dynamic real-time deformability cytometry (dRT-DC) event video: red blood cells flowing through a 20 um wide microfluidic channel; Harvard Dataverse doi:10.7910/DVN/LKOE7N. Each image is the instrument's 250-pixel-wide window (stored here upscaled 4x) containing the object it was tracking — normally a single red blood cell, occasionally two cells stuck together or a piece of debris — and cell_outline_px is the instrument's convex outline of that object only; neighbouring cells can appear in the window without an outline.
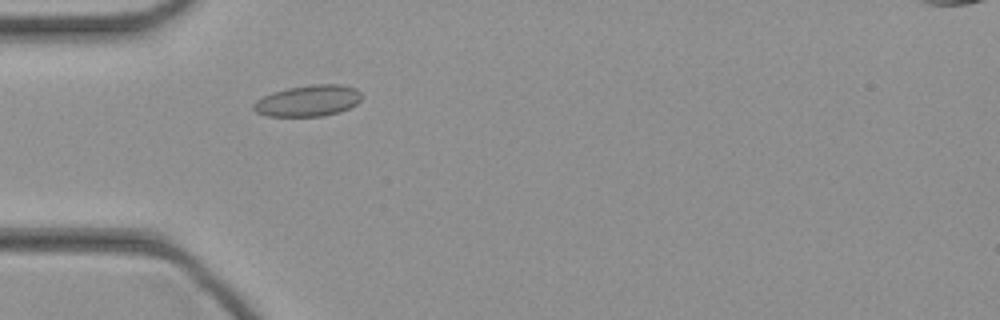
{"species": "common noctule bat (a hibernating species)", "species_latin": "Nyctalus noctula", "temperature_condition": "cold", "stored_images_in_passage": 43, "camera_frame_rate_fps": 3000, "um_per_image_px": 0.085, "animal": {"sex": "female", "body_mass_g": 21.9}, "frame": {"image": 1, "passage_image": 11, "time_ms": 3.333, "image_size_px": [1000, 320], "cell_outline_px": [[360, 100], [356, 104], [340, 112], [324, 116], [268, 116], [256, 112], [252, 108], [252, 104], [256, 100], [272, 92], [288, 88], [312, 84], [340, 84], [356, 88], [360, 92]], "centroid_in_image_um": [26.18, 8.56], "position_along_channel_um": 58.8, "area_um2": 19.71}}
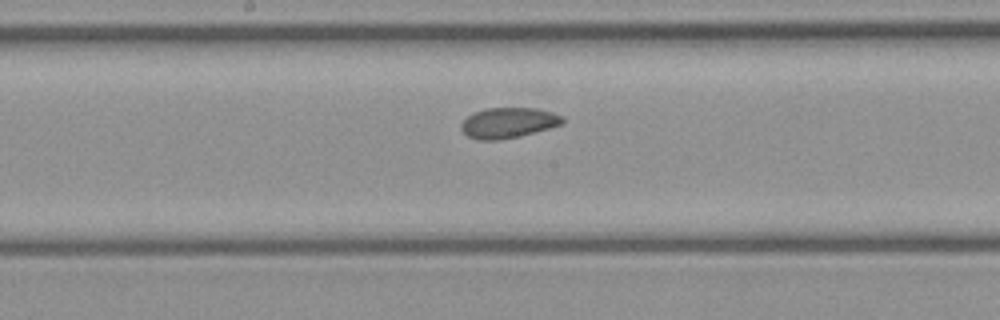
{"frame": {"image": 2, "passage_image": 21, "time_ms": 6.667, "image_size_px": [1000, 320], "cell_outline_px": [[564, 124], [520, 136], [500, 140], [476, 140], [468, 136], [460, 128], [460, 124], [468, 116], [484, 108], [536, 108], [552, 112], [564, 116]], "centroid_in_image_um": [43.22, 10.44], "position_along_channel_um": 205.0, "area_um2": 18.09}}
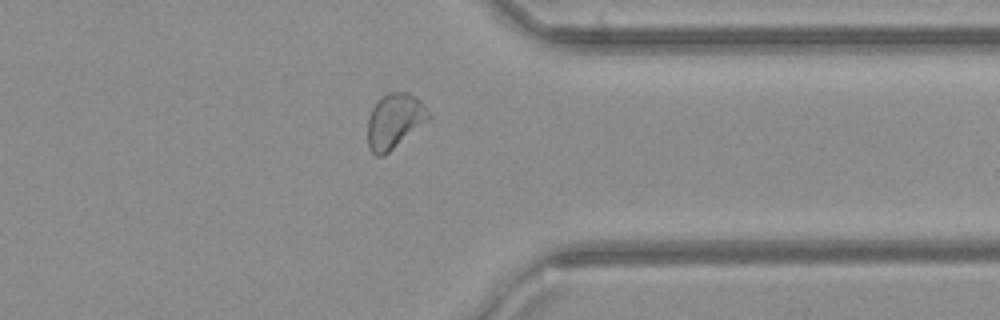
{"frame": {"image": 3, "passage_image": 33, "time_ms": 10.667, "image_size_px": [1000, 320], "cell_outline_px": [[432, 116], [428, 120], [384, 156], [376, 156], [368, 148], [368, 120], [372, 108], [388, 92], [408, 92], [420, 100]], "centroid_in_image_um": [33.53, 10.3], "position_along_channel_um": 377.9, "area_um2": 19.25}}